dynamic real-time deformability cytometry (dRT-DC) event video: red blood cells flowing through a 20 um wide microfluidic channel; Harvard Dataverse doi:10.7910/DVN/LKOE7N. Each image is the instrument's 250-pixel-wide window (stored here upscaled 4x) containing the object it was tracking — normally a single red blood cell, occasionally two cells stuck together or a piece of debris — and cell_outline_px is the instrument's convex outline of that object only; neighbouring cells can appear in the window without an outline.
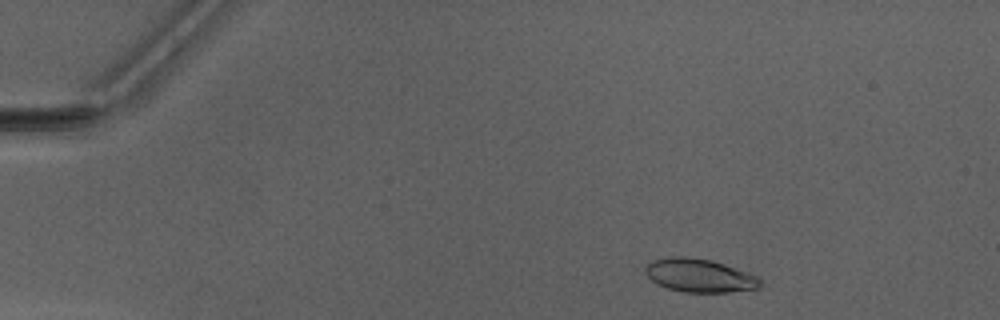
{"species": "Egyptian fruit bat (a non-hibernating species)", "species_latin": "Rousettus aegyptiacus", "temperature_condition": "warm", "stored_images_in_passage": 46, "camera_frame_rate_fps": 3000, "um_per_image_px": 0.085, "animal": {"sex": "male"}, "frame": {"image": 1, "passage_image": 4, "time_ms": 1.0, "image_size_px": [1000, 320], "cell_outline_px": [[764, 284], [760, 288], [728, 292], [684, 292], [668, 288], [656, 284], [644, 272], [644, 268], [648, 264], [656, 260], [672, 256], [688, 256], [708, 260], [724, 264], [748, 272], [756, 276]], "centroid_in_image_um": [59.47, 23.42], "position_along_channel_um": 25.5, "area_um2": 22.25}}
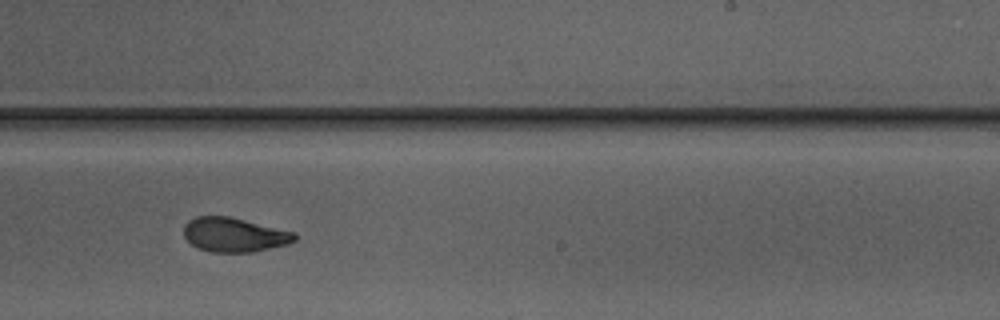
{"frame": {"image": 2, "passage_image": 28, "time_ms": 9.0, "image_size_px": [1000, 320], "cell_outline_px": [[296, 240], [288, 244], [252, 252], [212, 252], [200, 248], [192, 244], [184, 236], [184, 224], [188, 220], [196, 216], [228, 216], [296, 232]], "centroid_in_image_um": [19.92, 19.95], "position_along_channel_um": 269.1, "area_um2": 22.08}}
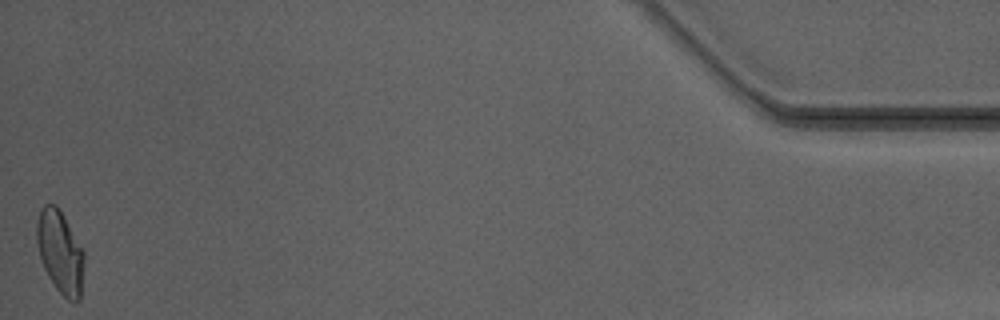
{"frame": {"image": 3, "passage_image": 46, "time_ms": 15.0, "image_size_px": [1000, 320], "cell_outline_px": [[84, 260], [80, 300], [76, 304], [68, 300], [56, 288], [48, 276], [44, 268], [40, 256], [36, 240], [36, 224], [40, 212], [44, 204], [56, 204], [64, 216], [84, 248]], "centroid_in_image_um": [5.13, 21.43], "position_along_channel_um": 430.1, "area_um2": 23.0}, "authors_computed_cell_mechanics": {"area_um2": 22.3975, "velocity_mm_per_s": 4.1703, "shape_relaxation_time_tau1_ms": 4.503, "shape_relaxation_time_tau2_ms": 1.4434, "deformation_change_tau1": 0.146, "deformation_change_tau2": 0.0717}}